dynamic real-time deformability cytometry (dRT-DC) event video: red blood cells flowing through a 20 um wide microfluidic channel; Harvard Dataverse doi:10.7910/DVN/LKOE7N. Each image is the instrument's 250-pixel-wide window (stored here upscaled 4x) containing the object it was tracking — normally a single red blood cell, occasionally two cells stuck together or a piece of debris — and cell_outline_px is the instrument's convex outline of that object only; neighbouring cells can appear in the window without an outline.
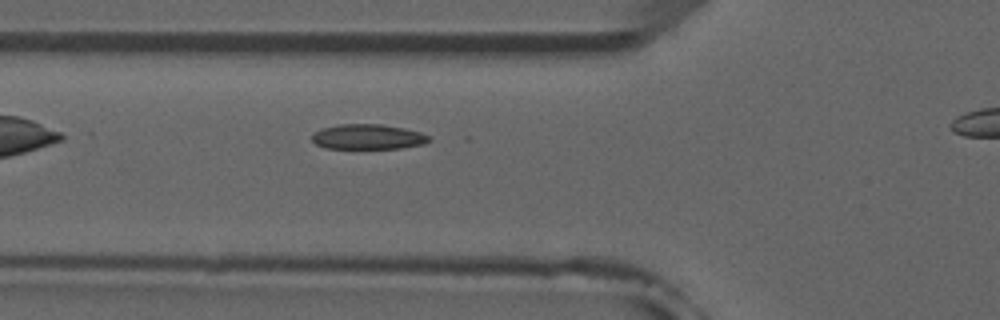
{"species": "common noctule bat (a hibernating species)", "species_latin": "Nyctalus noctula", "temperature_condition": "room temperature", "stored_images_in_passage": 6, "segment_of_instrument_passage": [1, 2], "camera_frame_rate_fps": 3000, "um_per_image_px": 0.085, "animal": {"sex": "male", "forearm_length_mm": 52.5}, "frame": {"image": 1, "passage_image": 5, "time_ms": 5.667, "image_size_px": [1000, 320], "cell_outline_px": [[432, 140], [424, 144], [400, 148], [324, 148], [316, 144], [312, 140], [312, 136], [320, 128], [340, 124], [380, 124], [404, 128], [420, 132], [428, 136]], "centroid_in_image_um": [31.27, 11.62], "position_along_channel_um": 94.5, "area_um2": 17.05}}